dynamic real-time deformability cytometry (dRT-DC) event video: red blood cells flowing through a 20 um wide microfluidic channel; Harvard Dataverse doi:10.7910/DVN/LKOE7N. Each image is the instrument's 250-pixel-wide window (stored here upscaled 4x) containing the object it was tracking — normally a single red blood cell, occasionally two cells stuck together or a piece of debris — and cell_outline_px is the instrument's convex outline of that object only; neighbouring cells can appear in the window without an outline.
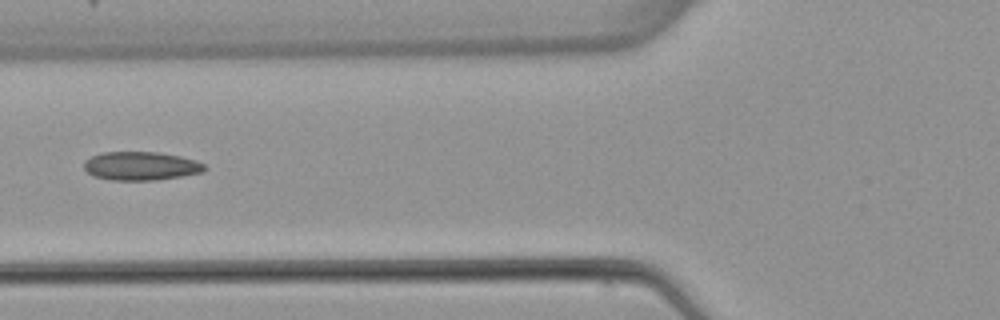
{"species": "common noctule bat (a hibernating species)", "species_latin": "Nyctalus noctula", "temperature_condition": "warm", "stored_images_in_passage": 6, "camera_frame_rate_fps": 3000, "um_per_image_px": 0.085, "animal": {"sex": "female", "body_mass_g": 22.7, "forearm_length_mm": 54.2}, "frame": {"image": 1, "passage_image": 6, "time_ms": 6.0, "image_size_px": [1000, 320], "cell_outline_px": [[208, 168], [204, 172], [156, 180], [112, 180], [92, 176], [84, 168], [84, 160], [92, 156], [104, 152], [160, 152], [180, 156], [196, 160], [204, 164]], "centroid_in_image_um": [11.99, 14.1], "position_along_channel_um": 113.8, "area_um2": 20.17}}